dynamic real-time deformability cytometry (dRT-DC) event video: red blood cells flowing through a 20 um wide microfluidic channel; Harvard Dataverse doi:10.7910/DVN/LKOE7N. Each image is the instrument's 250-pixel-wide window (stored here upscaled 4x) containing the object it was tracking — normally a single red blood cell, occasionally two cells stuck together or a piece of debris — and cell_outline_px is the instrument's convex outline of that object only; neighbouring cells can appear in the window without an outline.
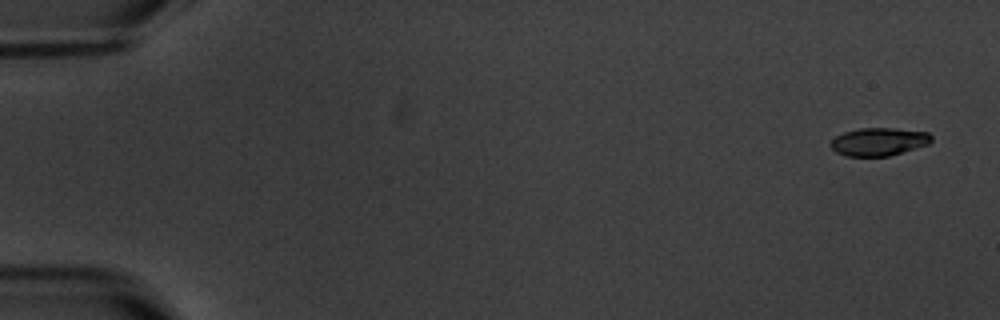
{"species": "common noctule bat (a hibernating species)", "species_latin": "Nyctalus noctula", "temperature_condition": "warm", "stored_images_in_passage": 7, "camera_frame_rate_fps": 3000, "um_per_image_px": 0.085, "animal": {"sex": "male", "body_mass_g": 20.1, "forearm_length_mm": 53.5}, "frame": {"image": 1, "passage_image": 1, "time_ms": 0.0, "image_size_px": [1000, 320], "cell_outline_px": [[932, 140], [928, 144], [888, 156], [844, 156], [836, 152], [828, 144], [836, 136], [844, 132], [860, 128], [892, 128], [928, 132], [932, 136]], "centroid_in_image_um": [74.67, 12.04], "position_along_channel_um": 10.3, "area_um2": 16.36}}
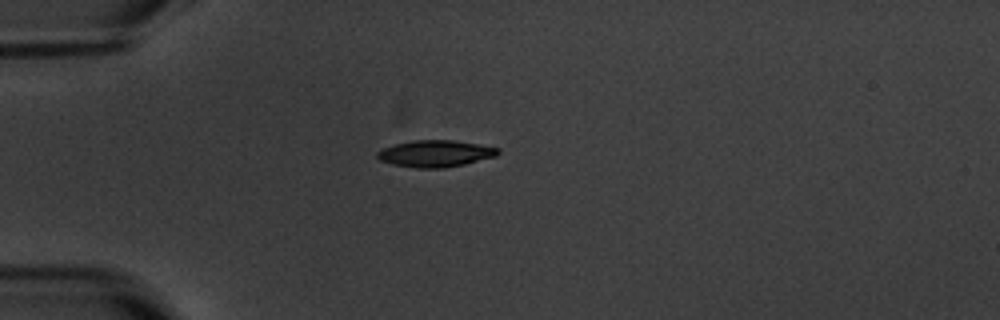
{"frame": {"image": 2, "passage_image": 5, "time_ms": 4.667, "image_size_px": [1000, 320], "cell_outline_px": [[500, 152], [496, 156], [464, 164], [444, 168], [416, 168], [392, 164], [380, 160], [376, 156], [376, 152], [384, 148], [396, 144], [412, 140], [452, 140], [500, 148]], "centroid_in_image_um": [37.0, 13.06], "position_along_channel_um": 48.0, "area_um2": 18.67}}